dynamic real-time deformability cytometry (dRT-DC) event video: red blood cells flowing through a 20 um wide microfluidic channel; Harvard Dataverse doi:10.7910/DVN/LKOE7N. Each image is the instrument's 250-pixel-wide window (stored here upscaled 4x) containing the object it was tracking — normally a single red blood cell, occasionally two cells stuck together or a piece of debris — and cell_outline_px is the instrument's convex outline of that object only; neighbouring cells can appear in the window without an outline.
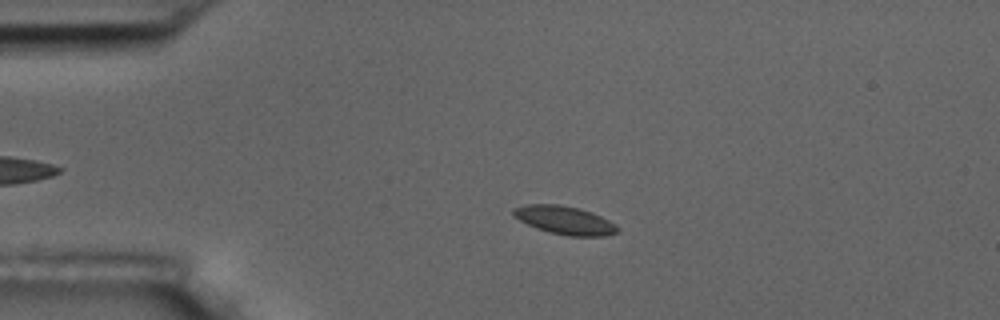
{"species": "common noctule bat (a hibernating species)", "species_latin": "Nyctalus noctula", "temperature_condition": "room temperature", "stored_images_in_passage": 3, "camera_frame_rate_fps": 3000, "um_per_image_px": 0.085, "animal": {"sex": "male", "body_mass_g": 17.5, "forearm_length_mm": 52.3}, "frame": {"image": 1, "passage_image": 2, "time_ms": 2.0, "image_size_px": [1000, 320], "cell_outline_px": [[620, 228], [616, 232], [604, 236], [568, 236], [548, 232], [536, 228], [512, 216], [512, 208], [524, 204], [560, 204], [580, 208], [592, 212], [616, 224]], "centroid_in_image_um": [47.97, 18.7], "position_along_channel_um": 37.0, "area_um2": 17.34}}